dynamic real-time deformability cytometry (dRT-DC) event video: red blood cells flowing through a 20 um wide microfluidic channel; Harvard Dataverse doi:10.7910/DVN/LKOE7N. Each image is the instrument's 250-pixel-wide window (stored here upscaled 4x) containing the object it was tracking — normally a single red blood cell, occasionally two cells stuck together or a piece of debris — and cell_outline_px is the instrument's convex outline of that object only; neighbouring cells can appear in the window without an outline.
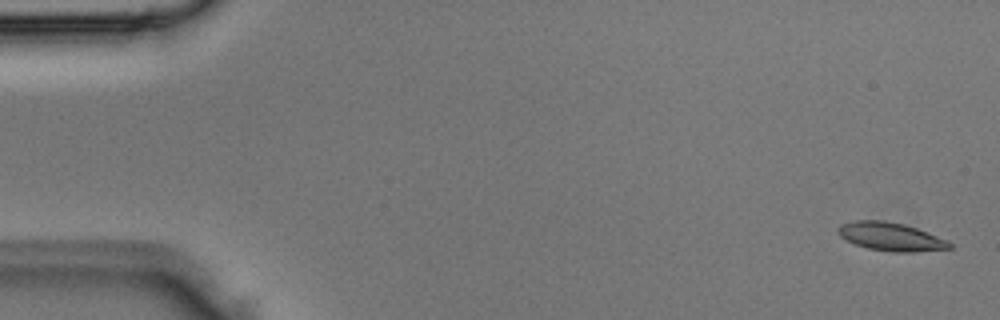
{"species": "Egyptian fruit bat (a non-hibernating species)", "species_latin": "Rousettus aegyptiacus", "temperature_condition": "room temperature", "stored_images_in_passage": 5, "segment_of_instrument_passage": [1, 2], "camera_frame_rate_fps": 3000, "um_per_image_px": 0.085, "animal": {"sex": "male"}, "frame": {"image": 1, "passage_image": 1, "time_ms": 0.0, "image_size_px": [1000, 320], "cell_outline_px": [[952, 248], [912, 252], [892, 252], [868, 248], [856, 244], [840, 236], [836, 232], [836, 228], [840, 224], [856, 220], [884, 220], [904, 224], [928, 232], [948, 240], [952, 244]], "centroid_in_image_um": [75.71, 20.11], "position_along_channel_um": 9.3, "area_um2": 18.44}}
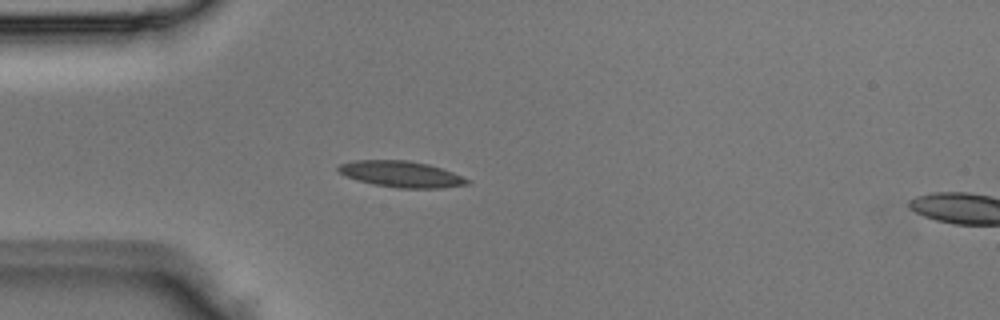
{"frame": {"image": 2, "passage_image": 4, "time_ms": 1.0, "image_size_px": [1000, 320], "cell_outline_px": [[472, 180], [468, 184], [440, 188], [400, 188], [376, 184], [360, 180], [348, 176], [340, 172], [336, 168], [340, 164], [356, 160], [408, 160], [428, 164], [452, 172]], "centroid_in_image_um": [34.15, 14.79], "position_along_channel_um": 50.8, "area_um2": 19.31}}